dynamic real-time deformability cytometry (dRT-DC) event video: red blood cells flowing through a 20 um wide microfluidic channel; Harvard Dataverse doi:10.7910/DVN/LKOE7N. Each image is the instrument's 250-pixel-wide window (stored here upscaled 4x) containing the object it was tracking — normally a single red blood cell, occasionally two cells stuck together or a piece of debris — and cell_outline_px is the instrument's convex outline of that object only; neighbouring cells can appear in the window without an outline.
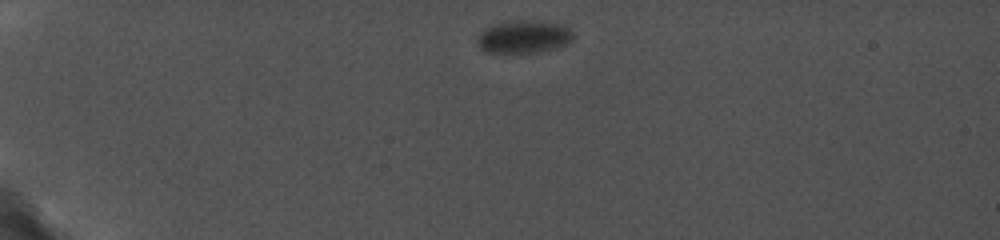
{"species": "common noctule bat (a hibernating species)", "species_latin": "Nyctalus noctula", "temperature_condition": "cold", "stored_images_in_passage": 18, "camera_frame_rate_fps": 5000, "um_per_image_px": 0.085, "animal": {"sex": "female", "body_mass_g": 19.0, "forearm_length_mm": 56.7}, "frame": {"image": 1, "passage_image": 1, "time_ms": 0.0, "image_size_px": [1000, 240], "cell_outline_px": [[572, 40], [568, 44], [556, 48], [536, 52], [484, 52], [476, 44], [476, 40], [480, 32], [484, 28], [496, 24], [520, 20], [528, 20], [560, 24], [568, 28], [572, 32]], "centroid_in_image_um": [44.49, 3.13], "position_along_channel_um": 40.5, "area_um2": 18.15}}
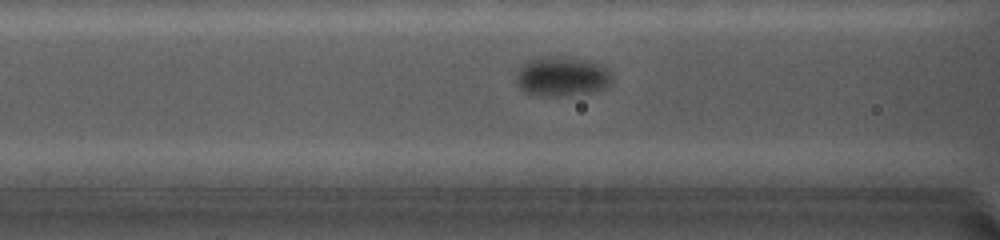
{"frame": {"image": 2, "passage_image": 7, "time_ms": 4.0, "image_size_px": [1000, 240], "cell_outline_px": [[612, 80], [604, 88], [592, 92], [564, 96], [540, 96], [524, 92], [516, 84], [516, 76], [524, 60], [544, 56], [556, 56], [588, 60], [600, 64], [608, 68], [612, 76]], "centroid_in_image_um": [47.74, 6.49], "position_along_channel_um": 118.9, "area_um2": 22.43}}
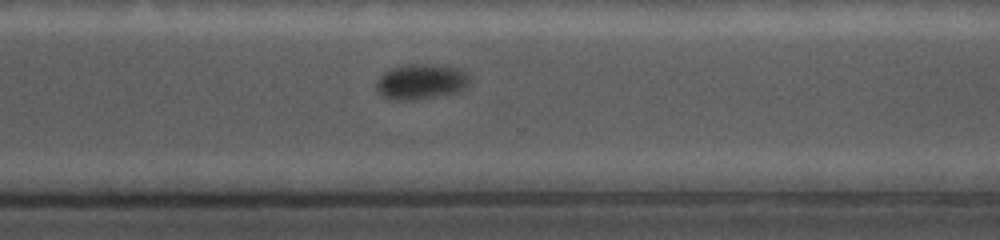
{"frame": {"image": 3, "passage_image": 18, "time_ms": 10.0, "image_size_px": [1000, 240], "cell_outline_px": [[468, 88], [460, 92], [416, 100], [396, 100], [380, 96], [376, 88], [376, 84], [380, 76], [384, 72], [392, 68], [412, 64], [416, 64], [456, 68], [464, 72], [468, 76]], "centroid_in_image_um": [35.77, 6.98], "position_along_channel_um": 334.8, "area_um2": 19.02}}